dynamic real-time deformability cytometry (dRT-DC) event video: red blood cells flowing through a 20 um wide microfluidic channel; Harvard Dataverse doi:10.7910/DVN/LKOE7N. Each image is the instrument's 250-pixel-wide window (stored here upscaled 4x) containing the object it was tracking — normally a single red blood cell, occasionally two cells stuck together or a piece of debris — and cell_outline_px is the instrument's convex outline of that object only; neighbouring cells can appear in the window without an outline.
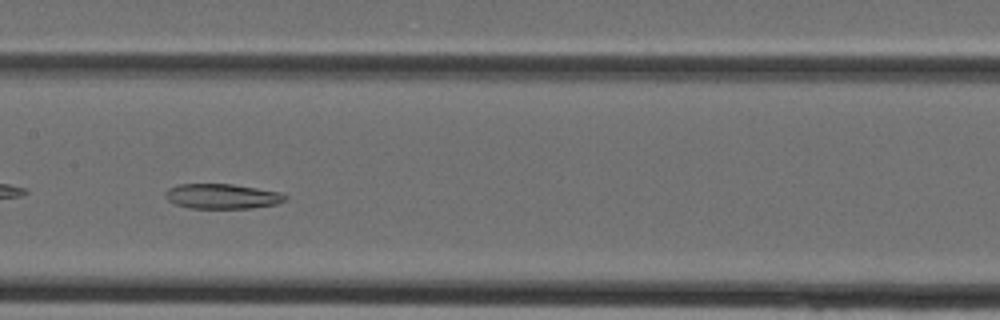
{"species": "Egyptian fruit bat (a non-hibernating species)", "species_latin": "Rousettus aegyptiacus", "temperature_condition": "cold", "stored_images_in_passage": 36, "camera_frame_rate_fps": 3000, "um_per_image_px": 0.085, "animal": {"sex": "female"}, "frame": {"image": 1, "passage_image": 16, "time_ms": 5.0, "image_size_px": [1000, 320], "cell_outline_px": [[288, 200], [276, 204], [252, 208], [188, 208], [176, 204], [168, 200], [164, 196], [164, 192], [168, 188], [180, 184], [232, 184], [280, 192], [288, 196]], "centroid_in_image_um": [18.89, 16.68], "position_along_channel_um": 188.5, "area_um2": 17.51}}
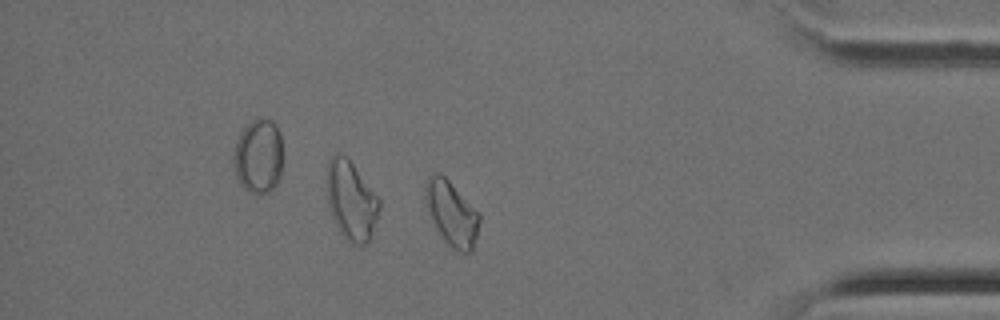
{"frame": {"image": 2, "passage_image": 30, "time_ms": 9.667, "image_size_px": [1000, 320], "cell_outline_px": [[480, 220], [476, 236], [472, 248], [468, 252], [452, 252], [444, 244], [436, 232], [428, 212], [424, 196], [424, 188], [428, 176], [432, 172], [436, 172], [444, 176], [480, 212]], "centroid_in_image_um": [38.35, 18.17], "position_along_channel_um": 396.9, "area_um2": 20.98}}